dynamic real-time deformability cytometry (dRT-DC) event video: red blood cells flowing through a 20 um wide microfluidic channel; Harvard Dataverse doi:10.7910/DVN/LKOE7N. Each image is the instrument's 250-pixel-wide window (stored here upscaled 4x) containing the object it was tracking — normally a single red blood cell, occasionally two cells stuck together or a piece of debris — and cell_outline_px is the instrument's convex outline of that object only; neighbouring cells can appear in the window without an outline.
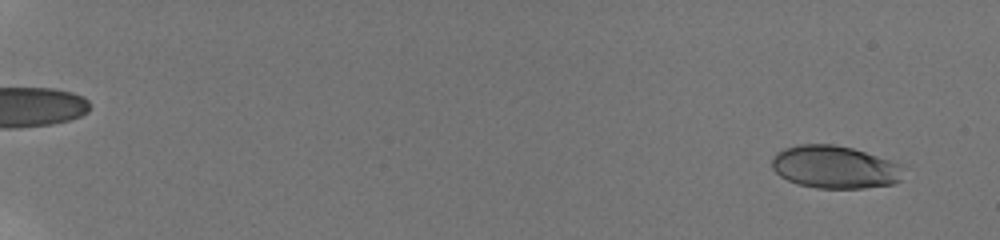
{"species": "human", "species_latin": "Homo sapiens", "temperature_condition": "room temperature", "stored_images_in_passage": 64, "camera_frame_rate_fps": 3000, "um_per_image_px": 0.085, "donor": {"sex": "male"}, "frame": {"image": 1, "passage_image": 2, "time_ms": 0.333, "image_size_px": [1000, 240], "cell_outline_px": [[904, 164], [900, 180], [892, 184], [864, 188], [816, 188], [796, 184], [780, 176], [772, 168], [772, 156], [776, 152], [784, 148], [796, 144], [832, 144], [852, 148]], "centroid_in_image_um": [70.94, 14.19], "position_along_channel_um": 14.1, "area_um2": 33.0}}
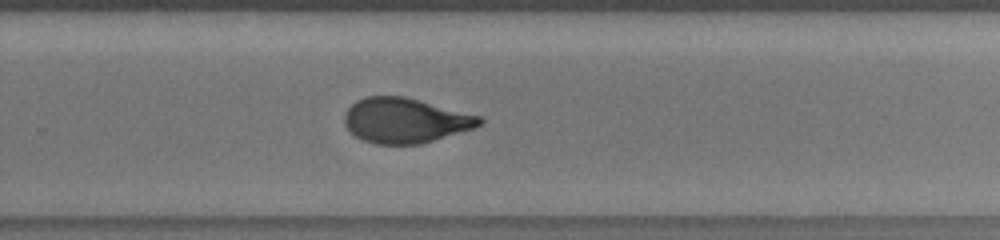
{"frame": {"image": 2, "passage_image": 43, "time_ms": 13.333, "image_size_px": [1000, 240], "cell_outline_px": [[484, 120], [476, 128], [420, 144], [376, 144], [364, 140], [356, 136], [344, 124], [344, 112], [356, 100], [364, 96], [404, 96], [480, 116]], "centroid_in_image_um": [34.43, 10.23], "position_along_channel_um": 295.4, "area_um2": 35.32}}
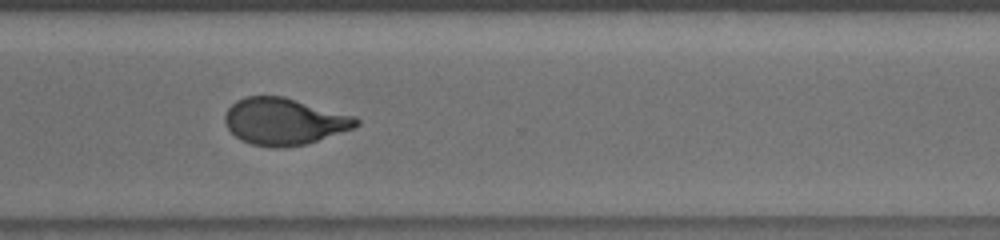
{"frame": {"image": 3, "passage_image": 48, "time_ms": 14.667, "image_size_px": [1000, 240], "cell_outline_px": [[360, 124], [352, 128], [304, 144], [280, 148], [276, 148], [252, 144], [240, 140], [228, 128], [224, 120], [224, 116], [228, 108], [236, 100], [244, 96], [284, 96], [356, 116], [360, 120]], "centroid_in_image_um": [24.13, 10.3], "position_along_channel_um": 346.5, "area_um2": 35.66}, "authors_computed_cell_mechanics": {"area_um2": 35.3736, "velocity_mm_per_s": 3.8337, "shape_relaxation_time_tau1_ms": 3.9942, "shape_relaxation_time_tau2_ms": 1.022, "deformation_change_tau1": 0.1681, "deformation_change_tau2": 0.0743}}